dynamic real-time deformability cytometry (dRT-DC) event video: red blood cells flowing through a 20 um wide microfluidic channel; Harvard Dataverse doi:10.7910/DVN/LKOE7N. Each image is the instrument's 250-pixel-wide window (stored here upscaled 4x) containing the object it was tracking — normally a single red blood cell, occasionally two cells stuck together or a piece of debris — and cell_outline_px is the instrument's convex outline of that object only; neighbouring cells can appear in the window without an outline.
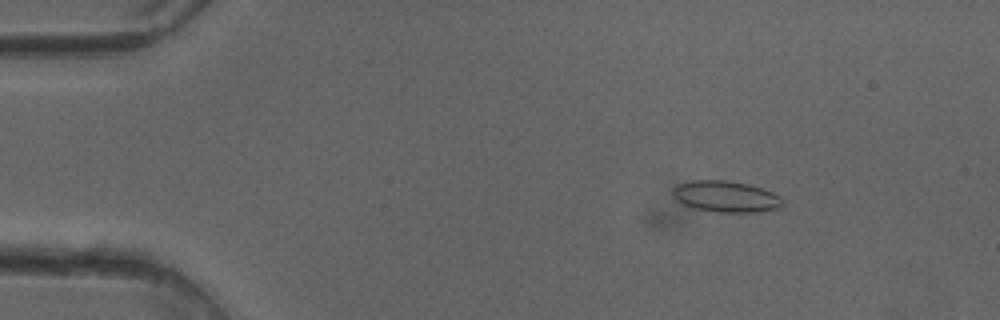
{"species": "common noctule bat (a hibernating species)", "species_latin": "Nyctalus noctula", "temperature_condition": "cold", "stored_images_in_passage": 50, "camera_frame_rate_fps": 3000, "um_per_image_px": 0.085, "animal": {"sex": "female"}, "frame": {"image": 1, "passage_image": 7, "time_ms": 2.0, "image_size_px": [1000, 320], "cell_outline_px": [[784, 204], [780, 208], [756, 212], [720, 212], [692, 208], [684, 204], [672, 192], [672, 188], [680, 184], [692, 180], [724, 180], [748, 184], [772, 192], [780, 196], [784, 200]], "centroid_in_image_um": [61.75, 16.71], "position_along_channel_um": 23.3, "area_um2": 19.83}}
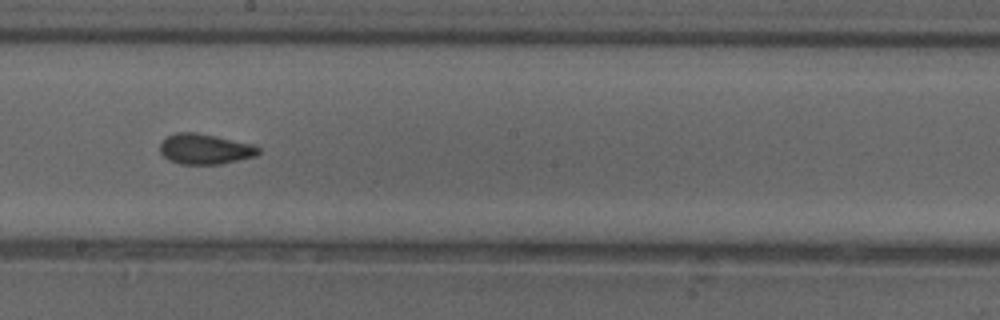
{"frame": {"image": 2, "passage_image": 28, "time_ms": 9.0, "image_size_px": [1000, 320], "cell_outline_px": [[260, 152], [256, 156], [220, 164], [180, 164], [168, 160], [160, 152], [160, 144], [168, 136], [176, 132], [196, 132], [216, 136], [252, 144], [260, 148]], "centroid_in_image_um": [17.42, 12.67], "position_along_channel_um": 230.8, "area_um2": 17.4}}
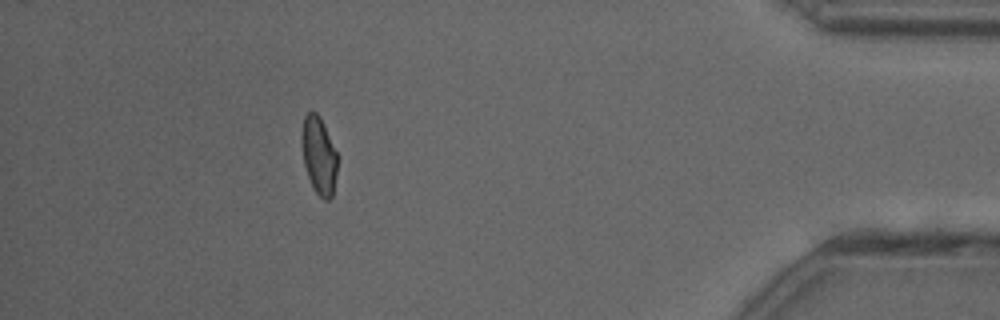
{"frame": {"image": 3, "passage_image": 45, "time_ms": 14.667, "image_size_px": [1000, 320], "cell_outline_px": [[336, 176], [332, 196], [328, 200], [324, 200], [316, 192], [308, 176], [304, 164], [300, 144], [300, 136], [304, 116], [312, 108], [320, 116], [336, 152]], "centroid_in_image_um": [27.06, 13.16], "position_along_channel_um": 408.1, "area_um2": 16.13}, "authors_computed_cell_mechanics": {"area_um2": 17.4267, "velocity_mm_per_s": 4.093, "shape_relaxation_time_tau1_ms": 6.484, "shape_relaxation_time_tau2_ms": 1.234, "deformation_change_tau1": 0.1509, "deformation_change_tau2": 0.0585}}